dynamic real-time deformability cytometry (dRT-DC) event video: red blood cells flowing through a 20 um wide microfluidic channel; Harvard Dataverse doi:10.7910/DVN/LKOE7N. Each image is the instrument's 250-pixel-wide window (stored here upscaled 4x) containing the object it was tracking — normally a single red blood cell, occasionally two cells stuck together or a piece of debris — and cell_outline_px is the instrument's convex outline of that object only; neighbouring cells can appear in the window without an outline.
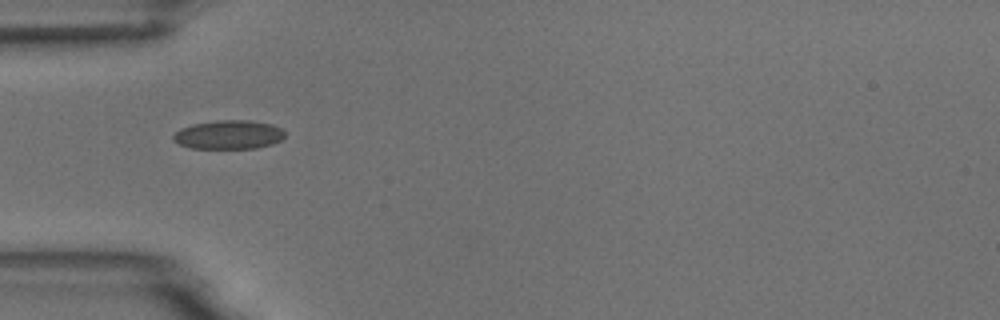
{"species": "common noctule bat (a hibernating species)", "species_latin": "Nyctalus noctula", "temperature_condition": "room temperature", "stored_images_in_passage": 4, "camera_frame_rate_fps": 3000, "um_per_image_px": 0.085, "animal": {"sex": "male", "body_mass_g": 18.8}, "frame": {"image": 1, "passage_image": 1, "time_ms": 0.0, "image_size_px": [1000, 320], "cell_outline_px": [[284, 136], [280, 140], [272, 144], [256, 148], [188, 148], [172, 140], [172, 136], [180, 128], [192, 124], [216, 120], [248, 120], [272, 124], [280, 128], [284, 132]], "centroid_in_image_um": [19.4, 11.44], "position_along_channel_um": 65.6, "area_um2": 18.79}}